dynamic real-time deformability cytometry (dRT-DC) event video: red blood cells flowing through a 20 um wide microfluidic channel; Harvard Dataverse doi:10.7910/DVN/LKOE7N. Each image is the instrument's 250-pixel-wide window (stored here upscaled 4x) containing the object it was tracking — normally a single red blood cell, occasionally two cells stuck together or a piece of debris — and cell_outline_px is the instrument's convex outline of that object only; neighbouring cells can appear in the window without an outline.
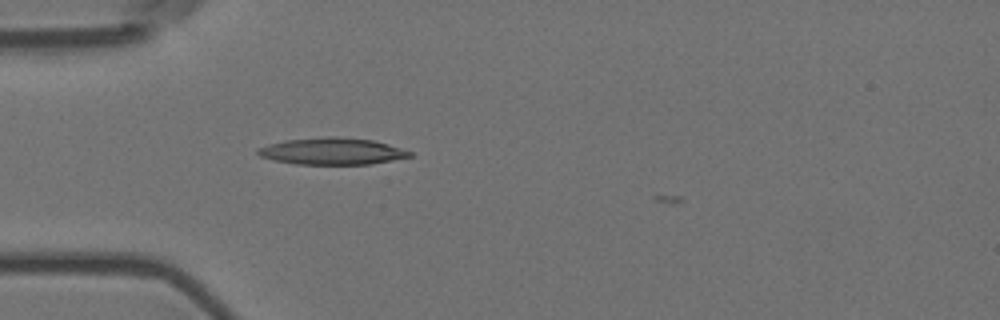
{"species": "Egyptian fruit bat (a non-hibernating species)", "species_latin": "Rousettus aegyptiacus", "temperature_condition": "room temperature", "stored_images_in_passage": 13, "camera_frame_rate_fps": 3000, "um_per_image_px": 0.085, "animal": {"sex": "female"}, "frame": {"image": 1, "passage_image": 12, "time_ms": 3.667, "image_size_px": [1000, 320], "cell_outline_px": [[412, 156], [372, 164], [296, 164], [276, 160], [260, 156], [256, 152], [256, 148], [268, 144], [288, 140], [328, 136], [336, 136], [372, 140], [388, 144], [412, 152]], "centroid_in_image_um": [28.22, 12.85], "position_along_channel_um": 56.8, "area_um2": 23.52}}